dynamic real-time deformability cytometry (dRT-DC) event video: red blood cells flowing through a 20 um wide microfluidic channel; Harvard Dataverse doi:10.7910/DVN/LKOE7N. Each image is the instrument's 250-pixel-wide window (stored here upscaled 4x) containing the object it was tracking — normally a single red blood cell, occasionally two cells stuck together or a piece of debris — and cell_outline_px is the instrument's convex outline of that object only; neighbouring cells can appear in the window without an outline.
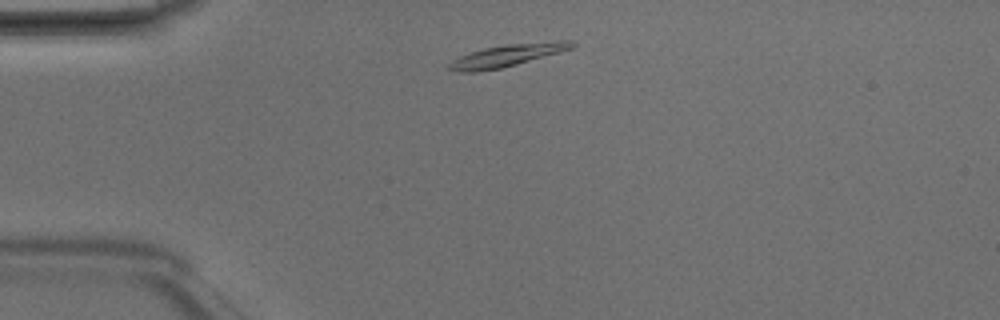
{"species": "Egyptian fruit bat (a non-hibernating species)", "species_latin": "Rousettus aegyptiacus", "temperature_condition": "room temperature", "stored_images_in_passage": 2, "camera_frame_rate_fps": 3000, "um_per_image_px": 0.085, "animal": {"sex": "male"}, "frame": {"image": 1, "passage_image": 1, "time_ms": 0.0, "image_size_px": [1000, 320], "cell_outline_px": [[576, 44], [572, 48], [560, 52], [516, 64], [500, 68], [476, 72], [460, 72], [448, 68], [448, 64], [452, 60], [460, 56], [484, 48], [508, 44], [556, 40], [576, 40]], "centroid_in_image_um": [43.16, 4.69], "position_along_channel_um": 41.8, "area_um2": 15.78}}